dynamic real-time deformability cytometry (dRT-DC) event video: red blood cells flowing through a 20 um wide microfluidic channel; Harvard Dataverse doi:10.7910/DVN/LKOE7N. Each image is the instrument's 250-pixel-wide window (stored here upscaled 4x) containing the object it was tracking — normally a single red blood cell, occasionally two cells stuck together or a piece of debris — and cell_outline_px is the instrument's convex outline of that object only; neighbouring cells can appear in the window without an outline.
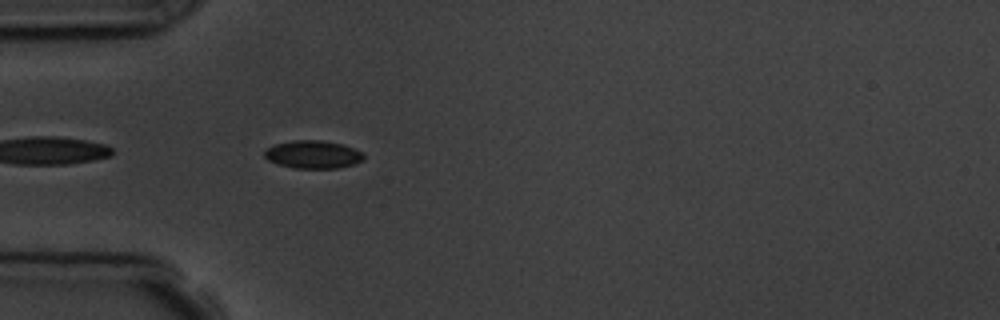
{"species": "common noctule bat (a hibernating species)", "species_latin": "Nyctalus noctula", "temperature_condition": "room temperature", "stored_images_in_passage": 4, "segment_of_instrument_passage": [2, 2], "camera_frame_rate_fps": 3000, "um_per_image_px": 0.085, "animal": {"sex": "male", "body_mass_g": 19.5, "forearm_length_mm": 54.6}, "frame": {"image": 1, "passage_image": 4, "time_ms": 4.333, "image_size_px": [1000, 320], "cell_outline_px": [[364, 160], [352, 164], [336, 168], [296, 168], [280, 164], [268, 160], [264, 156], [264, 152], [268, 148], [276, 144], [292, 140], [320, 140], [344, 144], [364, 152]], "centroid_in_image_um": [26.64, 13.12], "position_along_channel_um": 58.4, "area_um2": 16.07}}